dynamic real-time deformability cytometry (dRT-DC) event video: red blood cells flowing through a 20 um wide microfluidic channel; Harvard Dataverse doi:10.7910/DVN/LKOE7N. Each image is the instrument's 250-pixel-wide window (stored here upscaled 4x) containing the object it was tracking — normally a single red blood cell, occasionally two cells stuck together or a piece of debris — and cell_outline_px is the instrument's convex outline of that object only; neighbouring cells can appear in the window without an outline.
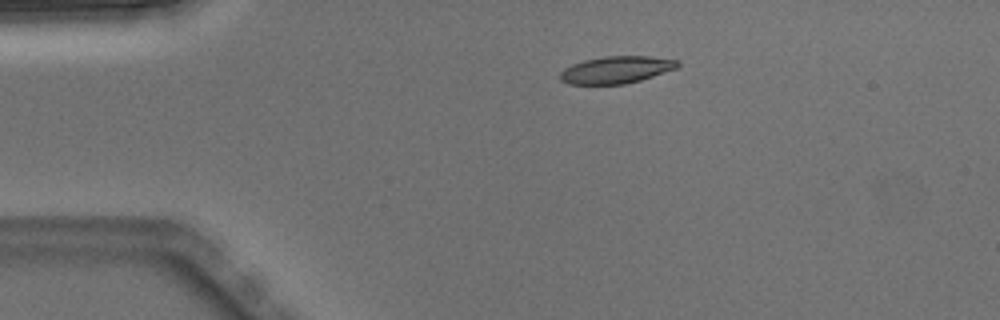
{"species": "Egyptian fruit bat (a non-hibernating species)", "species_latin": "Rousettus aegyptiacus", "temperature_condition": "warm", "stored_images_in_passage": 4, "camera_frame_rate_fps": 3000, "um_per_image_px": 0.085, "animal": {"sex": "male"}, "frame": {"image": 1, "passage_image": 3, "time_ms": 0.667, "image_size_px": [1000, 320], "cell_outline_px": [[680, 64], [676, 68], [640, 80], [624, 84], [568, 84], [560, 80], [560, 72], [564, 68], [572, 64], [584, 60], [604, 56], [648, 56], [680, 60]], "centroid_in_image_um": [52.36, 5.92], "position_along_channel_um": 32.6, "area_um2": 18.55}}